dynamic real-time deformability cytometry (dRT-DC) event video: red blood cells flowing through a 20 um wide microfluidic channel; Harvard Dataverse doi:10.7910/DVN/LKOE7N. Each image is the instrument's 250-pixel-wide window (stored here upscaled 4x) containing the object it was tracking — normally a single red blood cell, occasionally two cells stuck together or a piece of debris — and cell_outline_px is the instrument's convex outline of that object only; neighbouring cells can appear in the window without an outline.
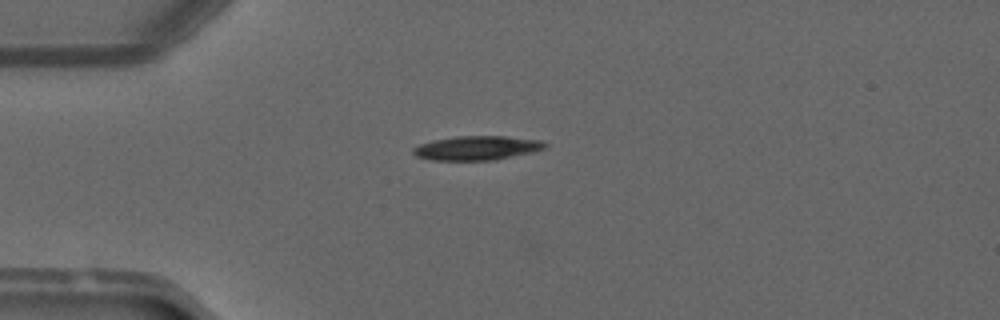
{"species": "common noctule bat (a hibernating species)", "species_latin": "Nyctalus noctula", "temperature_condition": "warm", "stored_images_in_passage": 23, "camera_frame_rate_fps": 3000, "um_per_image_px": 0.085, "animal": {"sex": "male", "forearm_length_mm": 52.5}, "frame": {"image": 1, "passage_image": 2, "time_ms": 0.333, "image_size_px": [1000, 320], "cell_outline_px": [[548, 144], [544, 148], [532, 152], [496, 160], [432, 160], [416, 156], [412, 152], [412, 148], [420, 144], [432, 140], [456, 136], [508, 136], [544, 140]], "centroid_in_image_um": [40.56, 12.57], "position_along_channel_um": 44.4, "area_um2": 18.73}}
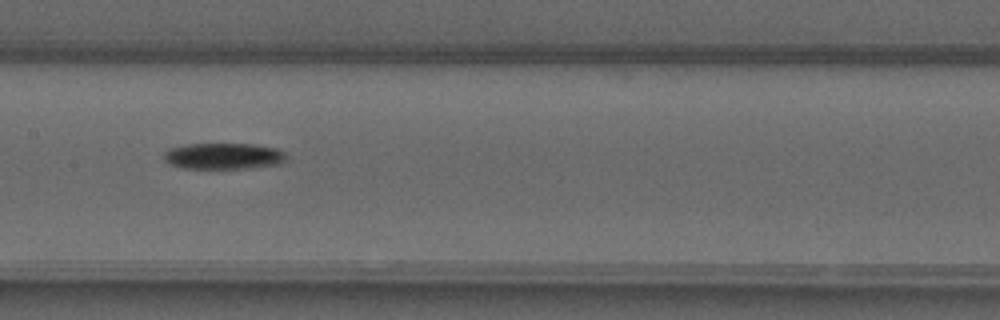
{"frame": {"image": 2, "passage_image": 14, "time_ms": 4.333, "image_size_px": [1000, 320], "cell_outline_px": [[288, 160], [280, 164], [248, 168], [180, 168], [168, 164], [164, 160], [164, 152], [168, 148], [188, 144], [256, 144], [276, 148], [284, 152]], "centroid_in_image_um": [19.0, 13.27], "position_along_channel_um": 188.4, "area_um2": 18.9}}
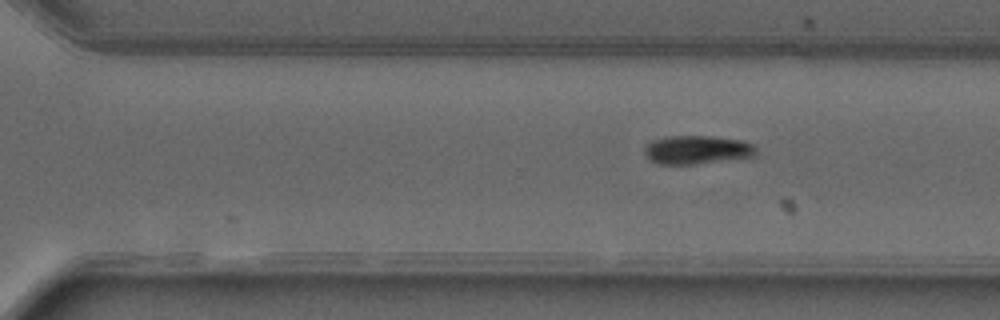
{"frame": {"image": 3, "passage_image": 23, "time_ms": 7.333, "image_size_px": [1000, 320], "cell_outline_px": [[756, 156], [696, 164], [660, 164], [652, 160], [644, 152], [644, 148], [652, 140], [668, 136], [708, 136], [740, 140], [752, 144], [756, 148]], "centroid_in_image_um": [59.26, 12.73], "position_along_channel_um": 311.3, "area_um2": 18.38}}